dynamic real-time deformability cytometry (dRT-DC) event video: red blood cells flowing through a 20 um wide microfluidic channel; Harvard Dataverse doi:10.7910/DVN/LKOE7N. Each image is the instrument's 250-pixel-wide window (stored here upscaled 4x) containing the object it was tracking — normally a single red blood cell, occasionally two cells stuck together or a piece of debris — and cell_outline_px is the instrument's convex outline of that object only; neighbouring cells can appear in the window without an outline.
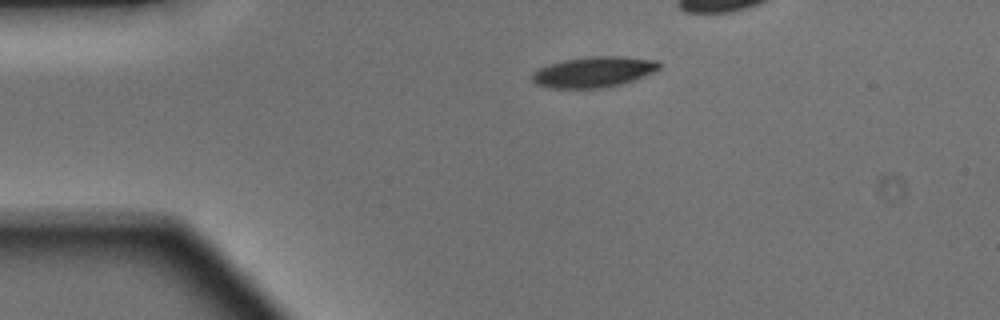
{"species": "Egyptian fruit bat (a non-hibernating species)", "species_latin": "Rousettus aegyptiacus", "temperature_condition": "warm", "stored_images_in_passage": 30, "camera_frame_rate_fps": 3000, "um_per_image_px": 0.085, "animal": {"sex": "male"}, "frame": {"image": 1, "passage_image": 1, "time_ms": 0.0, "image_size_px": [1000, 320], "cell_outline_px": [[660, 68], [644, 76], [620, 84], [600, 88], [548, 88], [536, 84], [532, 80], [532, 72], [536, 68], [548, 64], [564, 60], [592, 56], [624, 56], [660, 60]], "centroid_in_image_um": [50.44, 6.1], "position_along_channel_um": 34.6, "area_um2": 22.83}}
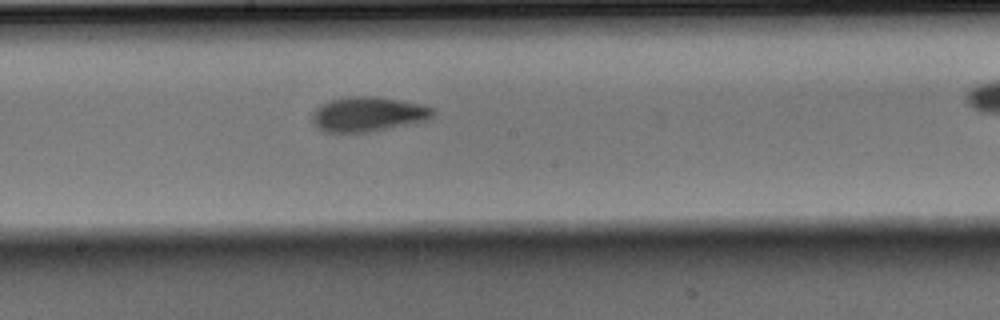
{"frame": {"image": 2, "passage_image": 17, "time_ms": 5.333, "image_size_px": [1000, 320], "cell_outline_px": [[436, 112], [428, 120], [376, 132], [324, 132], [316, 128], [312, 120], [312, 112], [320, 104], [328, 100], [344, 96], [372, 96], [420, 104], [432, 108]], "centroid_in_image_um": [31.24, 9.72], "position_along_channel_um": 217.0, "area_um2": 24.8}}
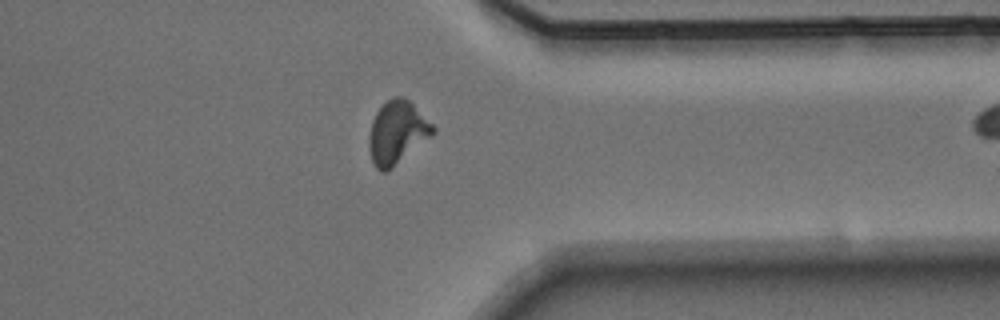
{"frame": {"image": 3, "passage_image": 29, "time_ms": 9.333, "image_size_px": [1000, 320], "cell_outline_px": [[436, 132], [392, 168], [384, 172], [380, 172], [376, 168], [372, 160], [368, 148], [368, 136], [372, 120], [376, 112], [388, 100], [396, 96], [404, 96], [436, 128]], "centroid_in_image_um": [33.73, 11.28], "position_along_channel_um": 377.7, "area_um2": 23.24}}